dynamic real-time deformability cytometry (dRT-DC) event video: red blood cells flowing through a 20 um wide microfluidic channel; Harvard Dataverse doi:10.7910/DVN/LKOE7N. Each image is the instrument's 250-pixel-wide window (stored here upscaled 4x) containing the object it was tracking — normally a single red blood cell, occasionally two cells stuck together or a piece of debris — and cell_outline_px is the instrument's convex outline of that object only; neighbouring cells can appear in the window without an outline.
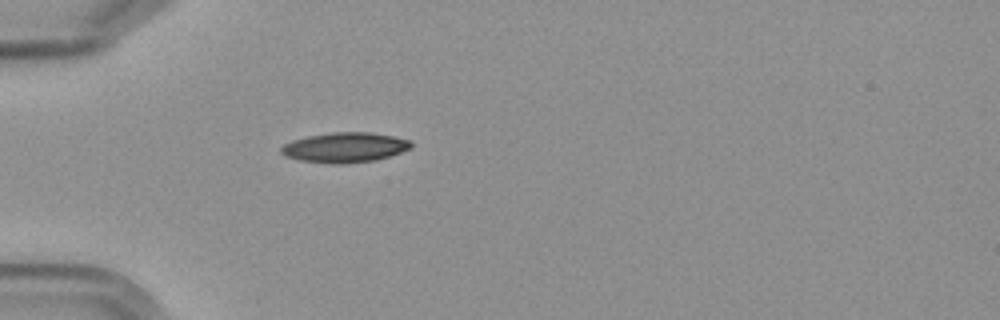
{"species": "Egyptian fruit bat (a non-hibernating species)", "species_latin": "Rousettus aegyptiacus", "temperature_condition": "cold", "stored_images_in_passage": 1, "camera_frame_rate_fps": 3000, "um_per_image_px": 0.085, "frame": {"image": 1, "passage_image": 1, "time_ms": 0.0, "image_size_px": [1000, 320], "cell_outline_px": [[412, 148], [376, 160], [344, 164], [332, 164], [300, 160], [284, 156], [280, 152], [280, 148], [284, 144], [292, 140], [308, 136], [332, 132], [368, 132], [392, 136], [408, 140], [412, 144]], "centroid_in_image_um": [29.27, 12.54], "position_along_channel_um": 55.7, "area_um2": 22.66}}